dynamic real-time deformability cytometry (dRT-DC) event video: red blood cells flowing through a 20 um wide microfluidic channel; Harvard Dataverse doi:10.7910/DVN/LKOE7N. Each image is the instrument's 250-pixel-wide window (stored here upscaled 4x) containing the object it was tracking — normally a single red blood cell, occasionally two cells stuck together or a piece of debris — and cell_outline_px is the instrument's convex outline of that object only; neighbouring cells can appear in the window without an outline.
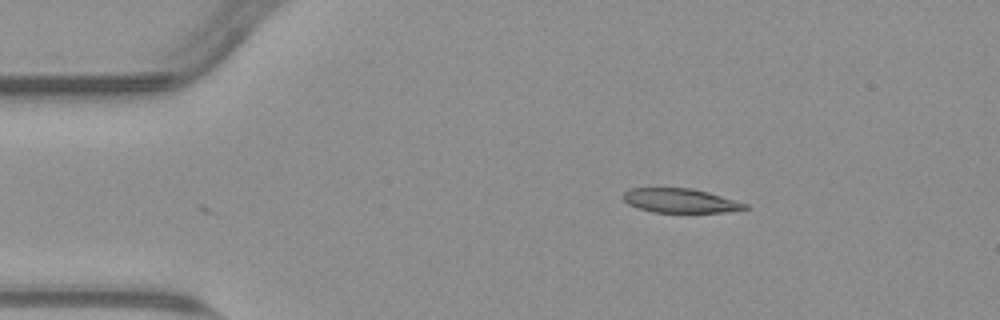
{"species": "common noctule bat (a hibernating species)", "species_latin": "Nyctalus noctula", "temperature_condition": "warm", "stored_images_in_passage": 20, "camera_frame_rate_fps": 3000, "um_per_image_px": 0.085, "animal": {"sex": "male", "body_mass_g": 23.1, "forearm_length_mm": 52.7}, "frame": {"image": 1, "passage_image": 1, "time_ms": 0.0, "image_size_px": [1000, 320], "cell_outline_px": [[748, 208], [728, 212], [652, 212], [628, 204], [624, 200], [624, 192], [628, 188], [692, 188], [708, 192], [748, 204]], "centroid_in_image_um": [57.83, 17.05], "position_along_channel_um": 27.2, "area_um2": 17.05}}
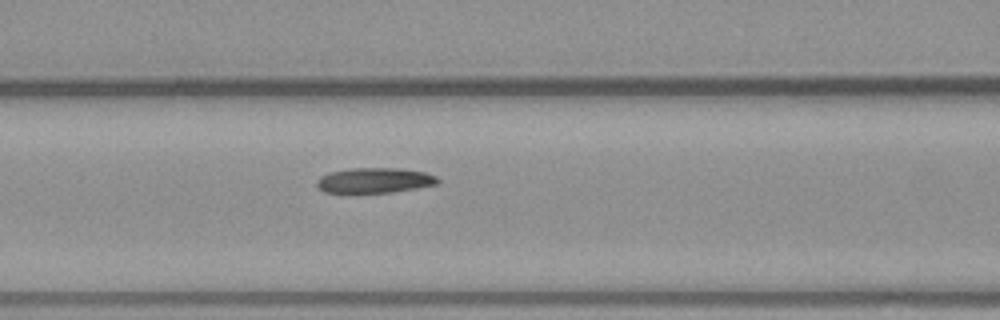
{"frame": {"image": 2, "passage_image": 13, "time_ms": 4.0, "image_size_px": [1000, 320], "cell_outline_px": [[440, 184], [392, 192], [324, 192], [316, 188], [316, 180], [320, 176], [332, 172], [352, 168], [400, 168], [424, 172], [436, 176], [440, 180]], "centroid_in_image_um": [31.85, 15.33], "position_along_channel_um": 134.8, "area_um2": 17.74}}
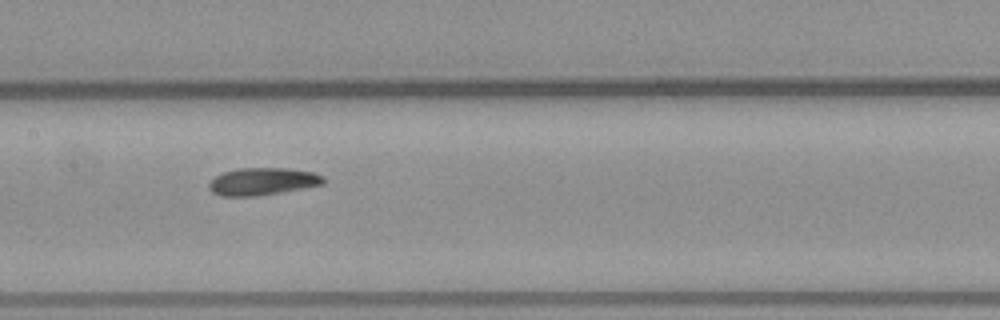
{"frame": {"image": 3, "passage_image": 17, "time_ms": 5.333, "image_size_px": [1000, 320], "cell_outline_px": [[324, 184], [304, 188], [256, 196], [220, 196], [212, 192], [208, 188], [208, 184], [216, 176], [224, 172], [240, 168], [288, 168], [312, 172], [324, 176]], "centroid_in_image_um": [22.31, 15.42], "position_along_channel_um": 185.1, "area_um2": 18.21}}